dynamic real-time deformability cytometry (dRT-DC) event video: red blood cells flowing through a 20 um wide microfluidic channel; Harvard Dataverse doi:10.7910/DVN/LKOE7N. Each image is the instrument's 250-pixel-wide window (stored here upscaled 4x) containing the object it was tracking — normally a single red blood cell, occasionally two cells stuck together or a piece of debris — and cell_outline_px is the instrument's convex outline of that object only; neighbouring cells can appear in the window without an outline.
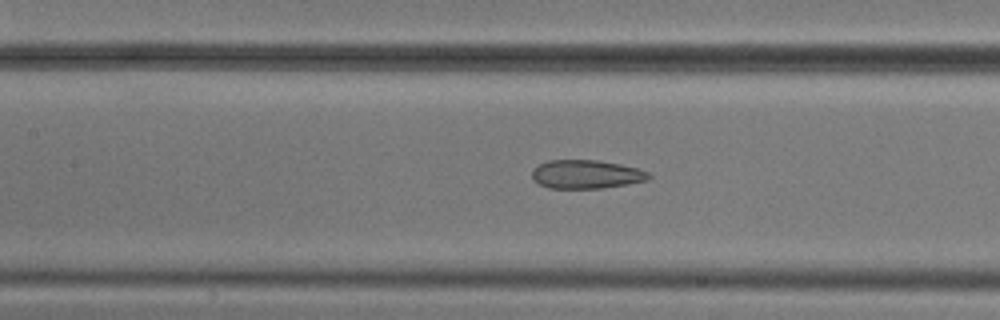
{"species": "common noctule bat (a hibernating species)", "species_latin": "Nyctalus noctula", "temperature_condition": "cold", "stored_images_in_passage": 42, "camera_frame_rate_fps": 3000, "um_per_image_px": 0.085, "animal": {"sex": "male", "body_mass_g": 20.5, "forearm_length_mm": 52.5}, "frame": {"image": 1, "passage_image": 17, "time_ms": 5.333, "image_size_px": [1000, 320], "cell_outline_px": [[652, 176], [648, 180], [600, 188], [548, 188], [532, 180], [532, 168], [548, 160], [596, 160], [620, 164], [636, 168], [648, 172]], "centroid_in_image_um": [49.79, 14.81], "position_along_channel_um": 157.6, "area_um2": 19.36}}
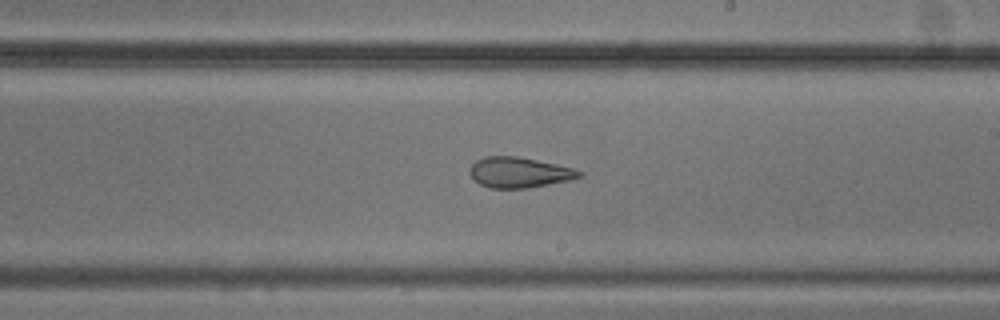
{"frame": {"image": 2, "passage_image": 24, "time_ms": 7.667, "image_size_px": [1000, 320], "cell_outline_px": [[584, 176], [568, 180], [528, 188], [488, 188], [480, 184], [468, 172], [472, 164], [476, 160], [484, 156], [520, 156], [556, 164], [572, 168], [584, 172]], "centroid_in_image_um": [44.13, 14.65], "position_along_channel_um": 244.9, "area_um2": 19.48}}
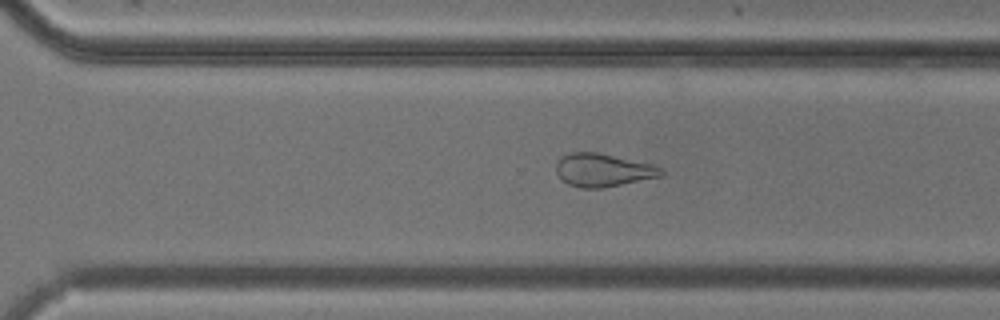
{"frame": {"image": 3, "passage_image": 30, "time_ms": 9.667, "image_size_px": [1000, 320], "cell_outline_px": [[664, 172], [660, 176], [600, 188], [580, 188], [568, 184], [556, 172], [556, 164], [560, 156], [572, 152], [596, 152], [652, 164], [664, 168]], "centroid_in_image_um": [51.23, 14.45], "position_along_channel_um": 319.4, "area_um2": 20.0}, "authors_computed_cell_mechanics": {"area_um2": 19.8254, "velocity_mm_per_s": 3.7481, "shape_relaxation_time_tau1_ms": null, "shape_relaxation_time_tau2_ms": 1.6106, "deformation_change_tau1": null, "deformation_change_tau2": 0.0832}}